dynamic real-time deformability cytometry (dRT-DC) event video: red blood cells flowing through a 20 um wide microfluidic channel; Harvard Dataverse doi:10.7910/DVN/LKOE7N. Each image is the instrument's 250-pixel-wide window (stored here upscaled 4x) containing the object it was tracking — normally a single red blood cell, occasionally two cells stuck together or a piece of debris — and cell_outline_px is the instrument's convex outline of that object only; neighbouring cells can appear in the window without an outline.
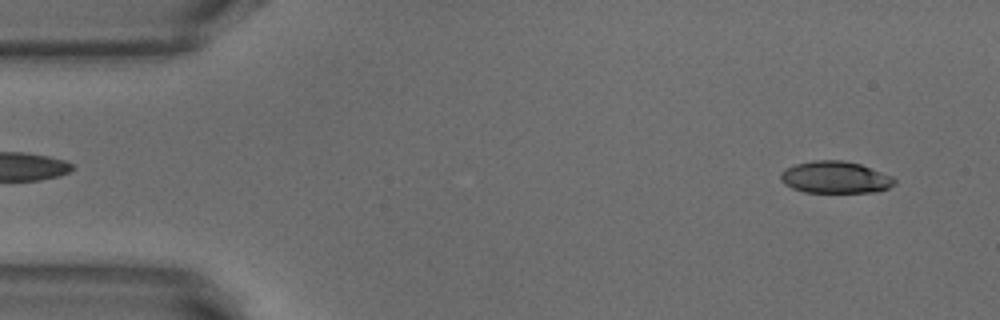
{"species": "common noctule bat (a hibernating species)", "species_latin": "Nyctalus noctula", "temperature_condition": "warm", "stored_images_in_passage": 51, "camera_frame_rate_fps": 3000, "um_per_image_px": 0.085, "animal": {"sex": "male", "body_mass_g": 18.8}, "frame": {"image": 1, "passage_image": 3, "time_ms": 0.667, "image_size_px": [1000, 320], "cell_outline_px": [[896, 184], [888, 188], [876, 192], [804, 192], [792, 188], [784, 184], [780, 180], [780, 172], [784, 168], [796, 164], [812, 160], [844, 160], [860, 164], [892, 176], [896, 180]], "centroid_in_image_um": [70.98, 15.07], "position_along_channel_um": 14.0, "area_um2": 21.39}}
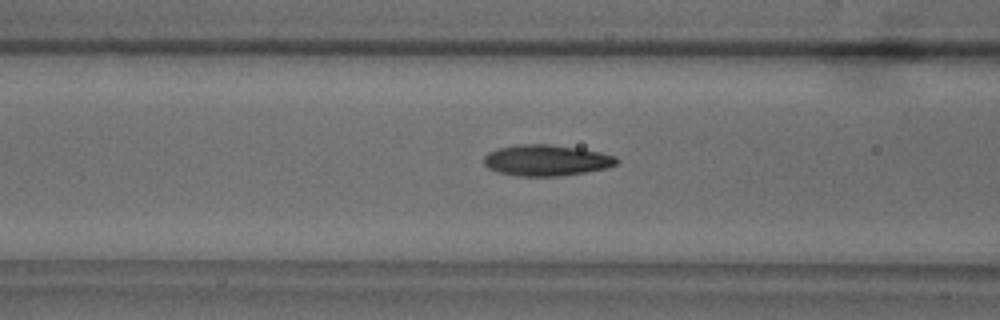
{"frame": {"image": 2, "passage_image": 19, "time_ms": 6.0, "image_size_px": [1000, 320], "cell_outline_px": [[620, 160], [616, 164], [608, 168], [560, 176], [516, 176], [496, 172], [488, 168], [484, 164], [484, 156], [488, 152], [496, 148], [516, 144], [548, 144], [580, 148], [600, 152], [616, 156]], "centroid_in_image_um": [46.42, 13.62], "position_along_channel_um": 120.2, "area_um2": 24.33}}
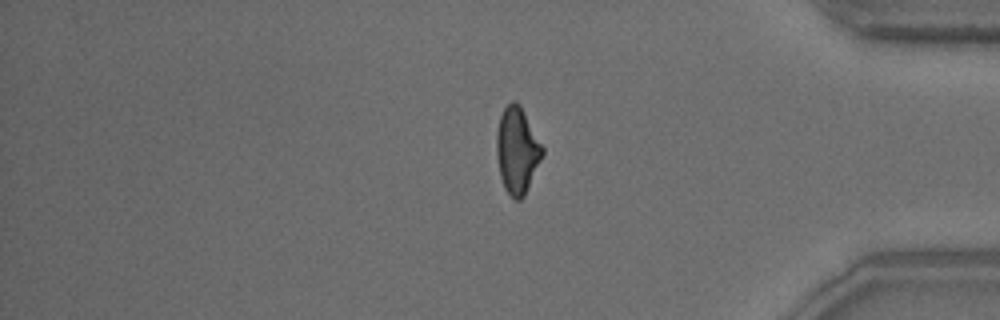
{"frame": {"image": 3, "passage_image": 42, "time_ms": 13.667, "image_size_px": [1000, 320], "cell_outline_px": [[544, 152], [524, 196], [520, 200], [516, 200], [504, 188], [500, 176], [496, 152], [496, 132], [500, 116], [504, 108], [512, 100], [516, 100], [520, 104], [544, 148]], "centroid_in_image_um": [43.94, 12.75], "position_along_channel_um": 391.3, "area_um2": 22.95}, "authors_computed_cell_mechanics": {"area_um2": 22.831, "velocity_mm_per_s": 3.866, "shape_relaxation_time_tau1_ms": 5.7723, "shape_relaxation_time_tau2_ms": 1.7508, "deformation_change_tau1": 0.1911, "deformation_change_tau2": 0.0878}}